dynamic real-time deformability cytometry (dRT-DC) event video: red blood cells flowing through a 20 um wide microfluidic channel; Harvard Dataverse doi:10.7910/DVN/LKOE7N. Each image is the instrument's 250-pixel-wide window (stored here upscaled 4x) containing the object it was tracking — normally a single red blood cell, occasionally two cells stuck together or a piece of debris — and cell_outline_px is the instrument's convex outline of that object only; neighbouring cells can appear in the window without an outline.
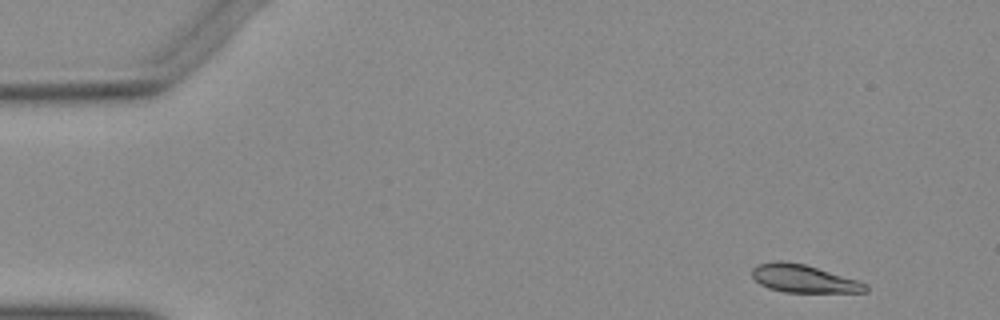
{"species": "Egyptian fruit bat (a non-hibernating species)", "species_latin": "Rousettus aegyptiacus", "temperature_condition": "warm", "stored_images_in_passage": 48, "camera_frame_rate_fps": 3000, "um_per_image_px": 0.085, "animal": {"sex": "female"}, "frame": {"image": 1, "passage_image": 1, "time_ms": 0.0, "image_size_px": [1000, 320], "cell_outline_px": [[868, 292], [784, 292], [768, 288], [760, 284], [752, 276], [752, 268], [756, 264], [776, 260], [784, 260], [804, 264], [856, 280], [868, 284]], "centroid_in_image_um": [68.27, 23.68], "position_along_channel_um": 16.7, "area_um2": 18.38}}
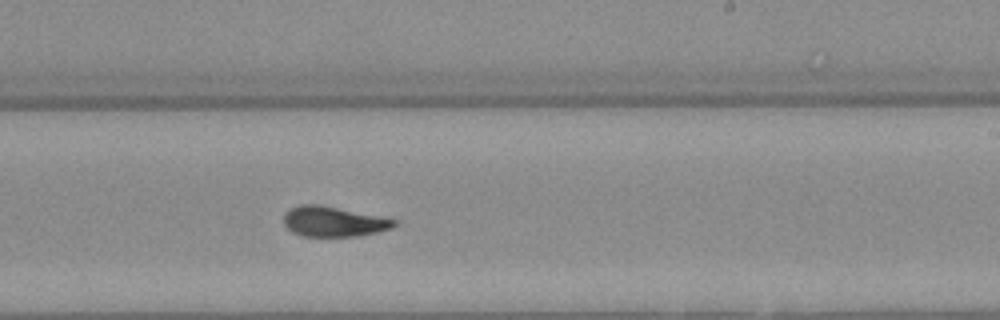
{"frame": {"image": 2, "passage_image": 28, "time_ms": 9.0, "image_size_px": [1000, 320], "cell_outline_px": [[396, 224], [392, 228], [360, 236], [304, 236], [292, 232], [284, 224], [284, 212], [288, 208], [300, 204], [316, 204], [384, 216], [396, 220]], "centroid_in_image_um": [28.34, 18.82], "position_along_channel_um": 260.7, "area_um2": 19.54}}
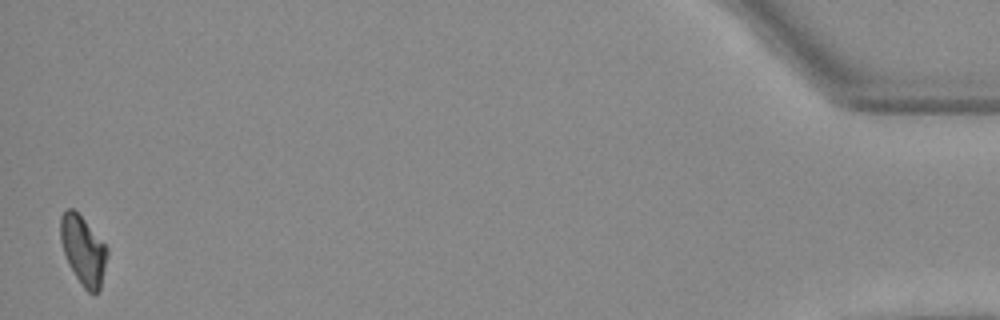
{"frame": {"image": 3, "passage_image": 48, "time_ms": 15.667, "image_size_px": [1000, 320], "cell_outline_px": [[108, 256], [100, 288], [96, 292], [88, 292], [84, 288], [68, 264], [60, 240], [60, 216], [68, 208], [72, 208], [84, 220], [108, 248]], "centroid_in_image_um": [7.06, 21.27], "position_along_channel_um": 428.1, "area_um2": 18.44}}